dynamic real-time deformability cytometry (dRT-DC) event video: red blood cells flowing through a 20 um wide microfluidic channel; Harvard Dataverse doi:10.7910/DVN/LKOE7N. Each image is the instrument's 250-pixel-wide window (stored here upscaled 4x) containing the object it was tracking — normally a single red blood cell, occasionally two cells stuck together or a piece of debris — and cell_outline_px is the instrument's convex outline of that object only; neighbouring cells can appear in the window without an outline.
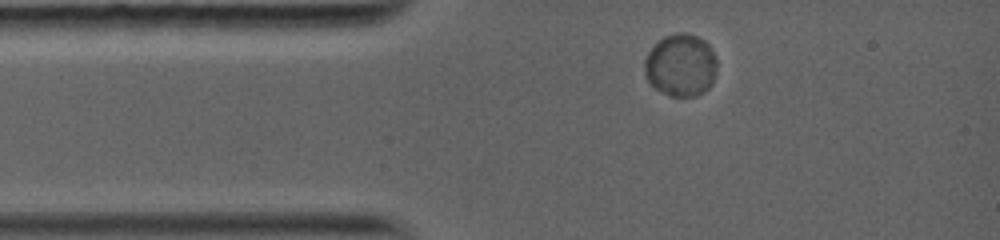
{"species": "common noctule bat (a hibernating species)", "species_latin": "Nyctalus noctula", "temperature_condition": "warm", "stored_images_in_passage": 45, "camera_frame_rate_fps": 5000, "um_per_image_px": 0.085, "animal": {"sex": "female", "body_mass_g": 19.0, "forearm_length_mm": 56.7}, "frame": {"image": 1, "passage_image": 1, "time_ms": 0.0, "image_size_px": [1000, 240], "cell_outline_px": [[716, 68], [712, 84], [704, 92], [692, 96], [672, 96], [656, 88], [648, 80], [644, 72], [644, 60], [648, 52], [664, 36], [676, 32], [688, 32], [704, 40], [712, 48], [716, 60]], "centroid_in_image_um": [57.87, 5.52], "position_along_channel_um": 27.1, "area_um2": 26.3}}
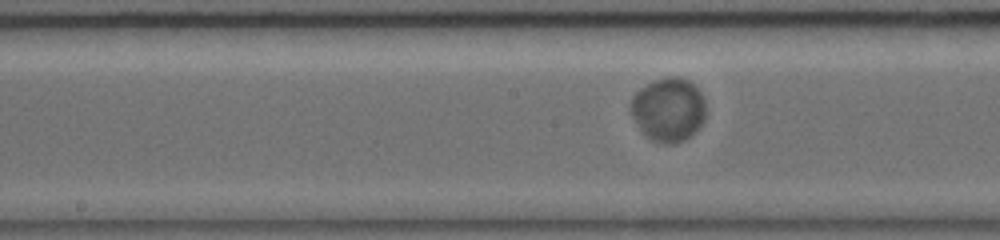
{"frame": {"image": 2, "passage_image": 26, "time_ms": 4.8, "image_size_px": [1000, 240], "cell_outline_px": [[704, 120], [684, 140], [672, 144], [664, 144], [652, 140], [640, 128], [632, 116], [632, 96], [640, 88], [656, 80], [668, 76], [680, 76], [688, 80], [700, 92], [704, 100]], "centroid_in_image_um": [56.81, 9.29], "position_along_channel_um": 191.4, "area_um2": 27.28}}
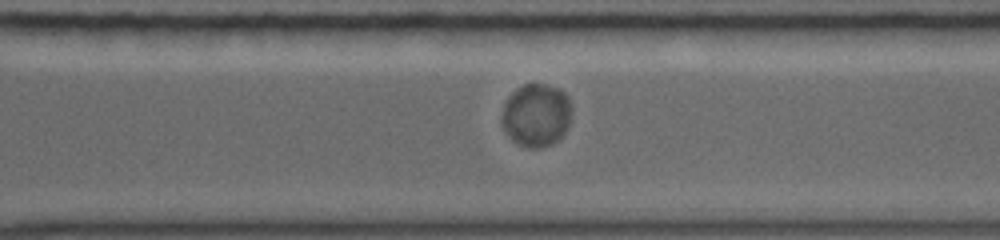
{"frame": {"image": 3, "passage_image": 45, "time_ms": 8.2, "image_size_px": [1000, 240], "cell_outline_px": [[572, 108], [568, 124], [564, 136], [552, 144], [540, 148], [528, 148], [512, 140], [508, 136], [500, 120], [504, 104], [508, 96], [516, 88], [524, 84], [544, 84], [560, 88], [564, 92]], "centroid_in_image_um": [45.57, 9.79], "position_along_channel_um": 325.0, "area_um2": 25.89}}